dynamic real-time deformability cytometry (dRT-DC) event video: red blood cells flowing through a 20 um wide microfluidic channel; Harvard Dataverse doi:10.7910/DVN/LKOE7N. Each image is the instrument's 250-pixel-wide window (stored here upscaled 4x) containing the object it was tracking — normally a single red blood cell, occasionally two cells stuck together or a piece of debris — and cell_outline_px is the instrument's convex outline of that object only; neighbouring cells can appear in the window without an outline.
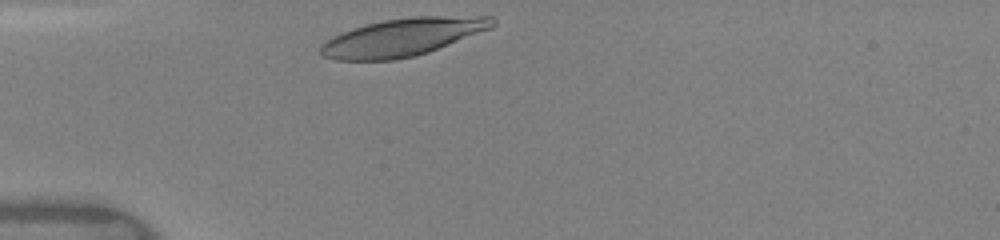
{"species": "human", "species_latin": "Homo sapiens", "temperature_condition": "warm", "stored_images_in_passage": 28, "camera_frame_rate_fps": 3000, "um_per_image_px": 0.085, "donor": {"sex": "female"}, "frame": {"image": 1, "passage_image": 1, "time_ms": 0.0, "image_size_px": [1000, 240], "cell_outline_px": [[496, 24], [492, 28], [428, 52], [416, 56], [396, 60], [336, 60], [324, 56], [320, 52], [320, 44], [332, 36], [352, 28], [384, 20], [412, 16], [492, 16], [496, 20]], "centroid_in_image_um": [34.24, 3.16], "position_along_channel_um": 50.8, "area_um2": 37.86}}
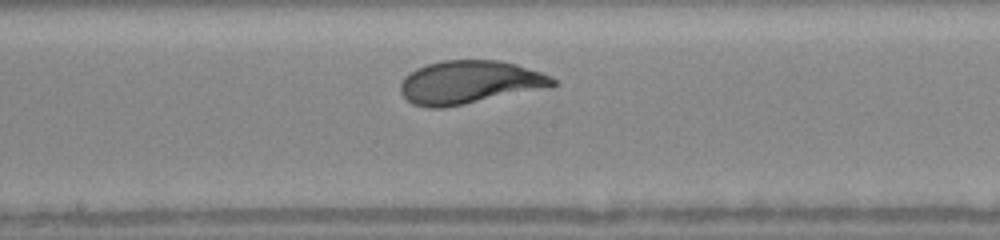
{"frame": {"image": 2, "passage_image": 14, "time_ms": 4.333, "image_size_px": [1000, 240], "cell_outline_px": [[556, 84], [552, 88], [444, 108], [428, 108], [412, 104], [400, 92], [400, 84], [404, 76], [416, 68], [440, 60], [496, 60], [516, 64], [552, 76], [556, 80]], "centroid_in_image_um": [39.93, 7.01], "position_along_channel_um": 208.3, "area_um2": 38.84}}
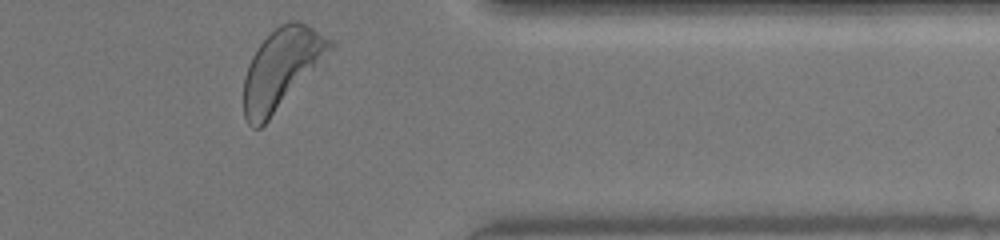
{"frame": {"image": 3, "passage_image": 28, "time_ms": 9.0, "image_size_px": [1000, 240], "cell_outline_px": [[336, 44], [268, 120], [260, 128], [252, 128], [248, 124], [244, 116], [244, 76], [248, 64], [252, 56], [260, 44], [280, 24], [288, 20], [296, 20], [336, 40]], "centroid_in_image_um": [23.91, 5.8], "position_along_channel_um": 387.5, "area_um2": 39.3}, "authors_computed_cell_mechanics": {"area_um2": 38.3503, "velocity_mm_per_s": 4.0387, "shape_relaxation_time_tau1_ms": 2.4971, "shape_relaxation_time_tau2_ms": null, "deformation_change_tau1": 0.1515, "deformation_change_tau2": null}}